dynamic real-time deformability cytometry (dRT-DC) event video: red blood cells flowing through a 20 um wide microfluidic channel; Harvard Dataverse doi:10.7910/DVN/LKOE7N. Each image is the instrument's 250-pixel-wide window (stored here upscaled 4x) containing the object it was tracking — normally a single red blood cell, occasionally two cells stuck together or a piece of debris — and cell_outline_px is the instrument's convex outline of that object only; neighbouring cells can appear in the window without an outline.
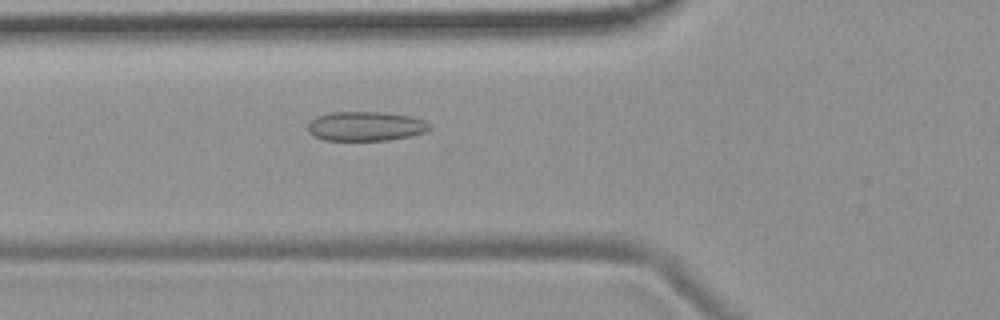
{"species": "common noctule bat (a hibernating species)", "species_latin": "Nyctalus noctula", "temperature_condition": "room temperature", "stored_images_in_passage": 55, "camera_frame_rate_fps": 3000, "um_per_image_px": 0.085, "animal": {"sex": "female", "body_mass_g": 19.9}, "frame": {"image": 1, "passage_image": 20, "time_ms": 6.333, "image_size_px": [1000, 320], "cell_outline_px": [[432, 128], [424, 132], [408, 136], [388, 140], [324, 140], [308, 132], [308, 124], [316, 116], [332, 112], [384, 112], [412, 116], [424, 120], [432, 124]], "centroid_in_image_um": [31.11, 10.72], "position_along_channel_um": 94.7, "area_um2": 20.87}}
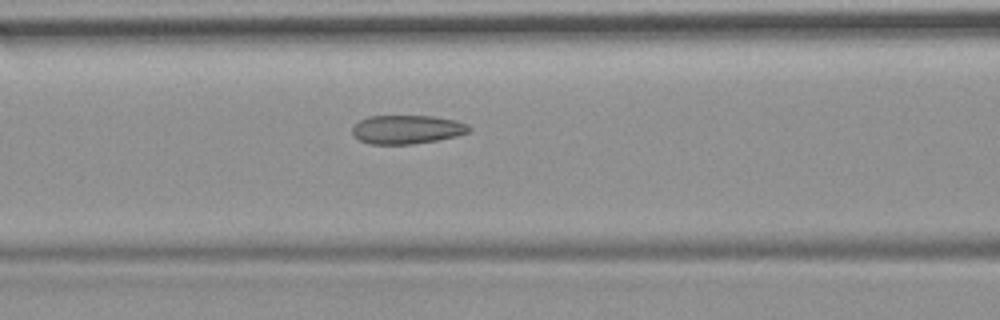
{"frame": {"image": 2, "passage_image": 23, "time_ms": 7.333, "image_size_px": [1000, 320], "cell_outline_px": [[472, 128], [468, 132], [456, 136], [436, 140], [412, 144], [368, 144], [360, 140], [352, 132], [352, 128], [360, 120], [368, 116], [432, 116], [456, 120], [468, 124]], "centroid_in_image_um": [34.61, 11.0], "position_along_channel_um": 132.0, "area_um2": 19.48}}
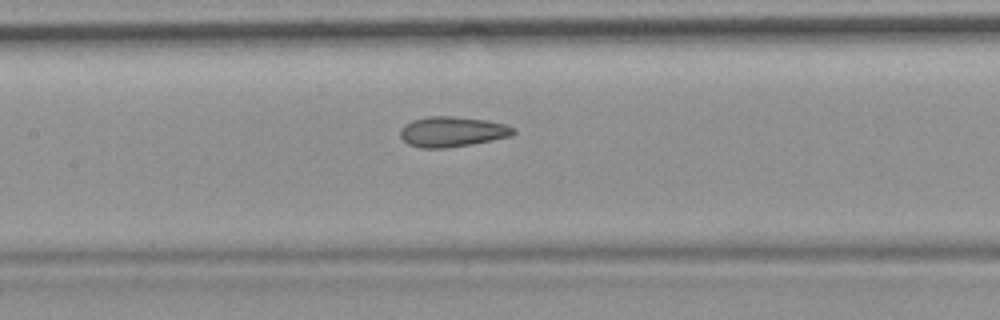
{"frame": {"image": 3, "passage_image": 26, "time_ms": 8.333, "image_size_px": [1000, 320], "cell_outline_px": [[516, 132], [512, 136], [472, 144], [448, 148], [420, 148], [408, 144], [400, 136], [400, 128], [404, 124], [412, 120], [428, 116], [452, 116], [484, 120], [504, 124], [512, 128]], "centroid_in_image_um": [38.39, 11.2], "position_along_channel_um": 169.0, "area_um2": 19.94}, "authors_computed_cell_mechanics": {"area_um2": 20.3456, "velocity_mm_per_s": 3.6946, "shape_relaxation_time_tau1_ms": null, "shape_relaxation_time_tau2_ms": 2.4037, "deformation_change_tau1": null, "deformation_change_tau2": 0.0757}}